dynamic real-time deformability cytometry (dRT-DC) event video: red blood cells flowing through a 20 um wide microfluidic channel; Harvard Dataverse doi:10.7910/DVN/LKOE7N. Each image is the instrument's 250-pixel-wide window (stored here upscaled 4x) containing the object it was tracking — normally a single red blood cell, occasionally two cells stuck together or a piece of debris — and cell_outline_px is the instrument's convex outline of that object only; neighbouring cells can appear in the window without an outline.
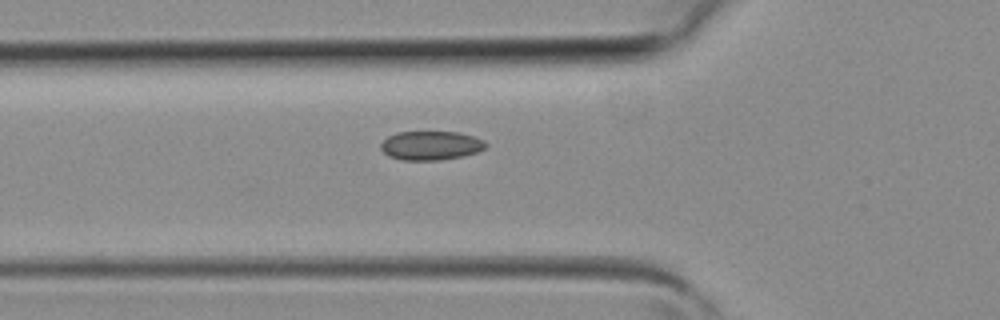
{"species": "common noctule bat (a hibernating species)", "species_latin": "Nyctalus noctula", "temperature_condition": "room temperature", "stored_images_in_passage": 3, "camera_frame_rate_fps": 3000, "um_per_image_px": 0.085, "animal": {"sex": "female", "body_mass_g": 19.3, "forearm_length_mm": 54.1}, "frame": {"image": 1, "passage_image": 3, "time_ms": 0.667, "image_size_px": [1000, 320], "cell_outline_px": [[488, 144], [484, 148], [476, 152], [460, 156], [440, 160], [400, 160], [388, 156], [380, 148], [380, 144], [388, 136], [396, 132], [456, 132], [472, 136], [484, 140]], "centroid_in_image_um": [36.58, 12.37], "position_along_channel_um": 89.2, "area_um2": 17.63}}